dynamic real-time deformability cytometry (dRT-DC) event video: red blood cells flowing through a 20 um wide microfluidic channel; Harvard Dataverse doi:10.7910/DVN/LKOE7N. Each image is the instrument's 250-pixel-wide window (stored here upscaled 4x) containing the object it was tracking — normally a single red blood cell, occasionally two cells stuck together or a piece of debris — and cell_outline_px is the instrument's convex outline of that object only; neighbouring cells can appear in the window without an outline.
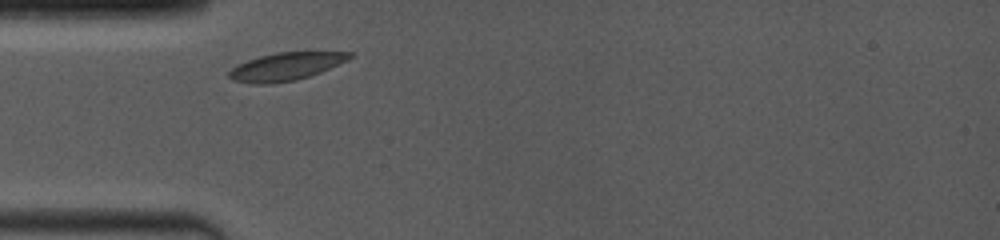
{"species": "common noctule bat (a hibernating species)", "species_latin": "Nyctalus noctula", "temperature_condition": "room temperature", "stored_images_in_passage": 4, "camera_frame_rate_fps": 4000, "um_per_image_px": 0.085, "animal": {"sex": "female", "body_mass_g": 19.0, "forearm_length_mm": 53.3}, "frame": {"image": 1, "passage_image": 1, "time_ms": 0.0, "image_size_px": [1000, 240], "cell_outline_px": [[356, 56], [348, 60], [320, 72], [296, 80], [268, 84], [248, 84], [232, 80], [228, 76], [228, 72], [236, 64], [260, 56], [276, 52], [352, 52]], "centroid_in_image_um": [24.27, 5.66], "position_along_channel_um": 60.7, "area_um2": 19.65}}
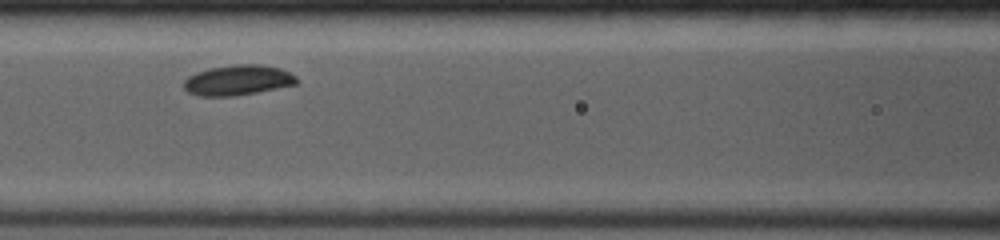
{"frame": {"image": 2, "passage_image": 3, "time_ms": 2.25, "image_size_px": [1000, 240], "cell_outline_px": [[296, 84], [236, 96], [200, 96], [188, 92], [184, 88], [184, 80], [188, 76], [196, 72], [212, 68], [236, 64], [260, 64], [280, 68], [296, 76]], "centroid_in_image_um": [20.19, 6.81], "position_along_channel_um": 146.4, "area_um2": 19.71}}
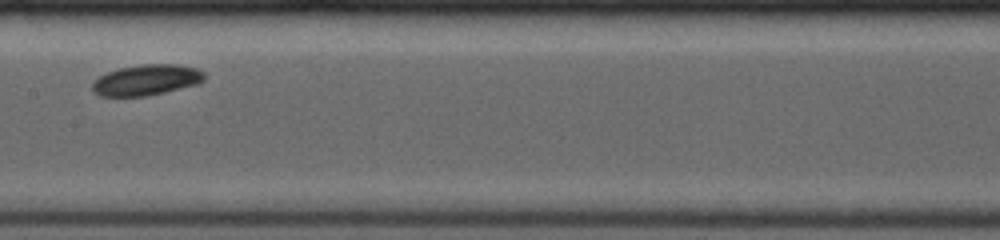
{"frame": {"image": 3, "passage_image": 4, "time_ms": 3.5, "image_size_px": [1000, 240], "cell_outline_px": [[204, 80], [196, 84], [148, 96], [100, 96], [92, 88], [92, 84], [100, 76], [108, 72], [120, 68], [144, 64], [176, 64], [196, 68], [204, 72]], "centroid_in_image_um": [12.46, 6.79], "position_along_channel_um": 194.9, "area_um2": 19.77}}